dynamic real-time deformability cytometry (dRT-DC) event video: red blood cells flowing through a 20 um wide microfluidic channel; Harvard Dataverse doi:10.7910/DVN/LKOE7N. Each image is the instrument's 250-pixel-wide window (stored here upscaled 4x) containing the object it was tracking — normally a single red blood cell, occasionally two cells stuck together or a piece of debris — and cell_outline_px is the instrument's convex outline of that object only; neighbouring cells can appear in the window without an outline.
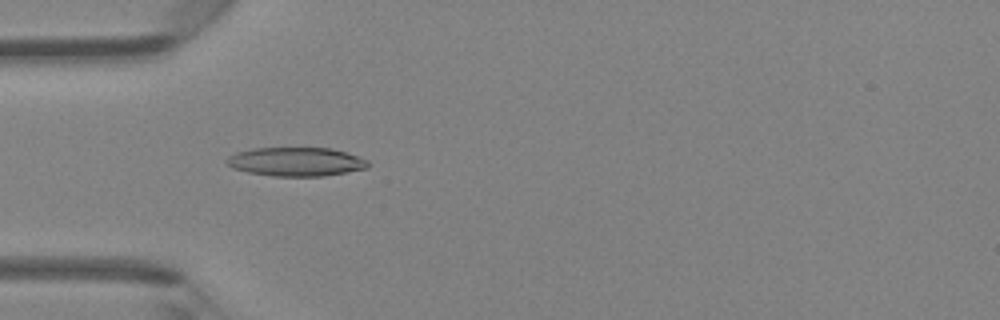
{"species": "Egyptian fruit bat (a non-hibernating species)", "species_latin": "Rousettus aegyptiacus", "temperature_condition": "room temperature", "stored_images_in_passage": 33, "camera_frame_rate_fps": 3000, "um_per_image_px": 0.085, "animal": {"sex": "female"}, "frame": {"image": 1, "passage_image": 2, "time_ms": 0.333, "image_size_px": [1000, 320], "cell_outline_px": [[368, 168], [324, 176], [272, 176], [248, 172], [232, 168], [224, 160], [228, 156], [236, 152], [252, 148], [332, 148], [368, 160]], "centroid_in_image_um": [25.12, 13.75], "position_along_channel_um": 59.9, "area_um2": 23.7}}
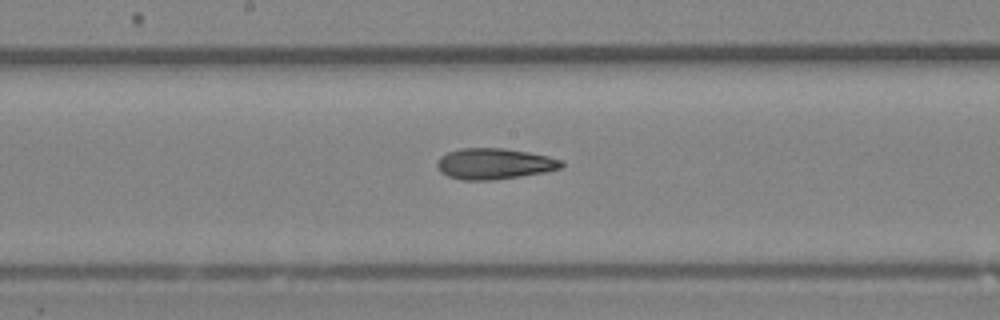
{"frame": {"image": 2, "passage_image": 12, "time_ms": 3.667, "image_size_px": [1000, 320], "cell_outline_px": [[564, 164], [560, 168], [544, 172], [520, 176], [492, 180], [460, 180], [448, 176], [440, 172], [436, 168], [436, 160], [440, 156], [448, 152], [460, 148], [504, 148], [528, 152], [548, 156], [564, 160]], "centroid_in_image_um": [41.98, 13.91], "position_along_channel_um": 206.2, "area_um2": 22.6}}
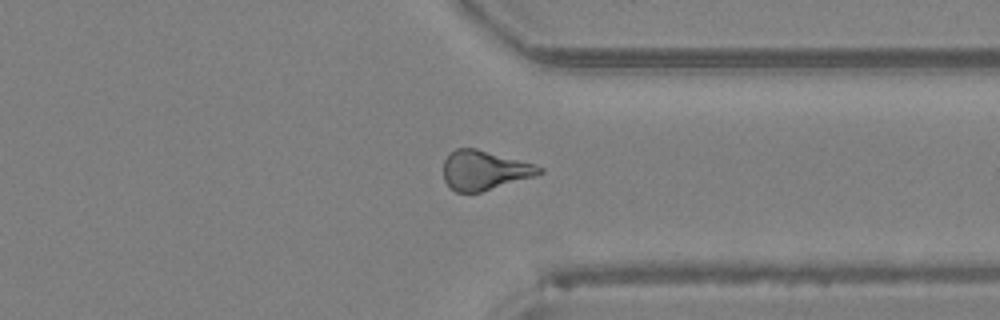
{"frame": {"image": 3, "passage_image": 23, "time_ms": 7.333, "image_size_px": [1000, 320], "cell_outline_px": [[544, 172], [536, 176], [480, 192], [456, 192], [448, 188], [444, 180], [444, 160], [448, 152], [456, 148], [476, 148], [532, 164], [544, 168]], "centroid_in_image_um": [41.13, 14.48], "position_along_channel_um": 370.3, "area_um2": 22.02}}